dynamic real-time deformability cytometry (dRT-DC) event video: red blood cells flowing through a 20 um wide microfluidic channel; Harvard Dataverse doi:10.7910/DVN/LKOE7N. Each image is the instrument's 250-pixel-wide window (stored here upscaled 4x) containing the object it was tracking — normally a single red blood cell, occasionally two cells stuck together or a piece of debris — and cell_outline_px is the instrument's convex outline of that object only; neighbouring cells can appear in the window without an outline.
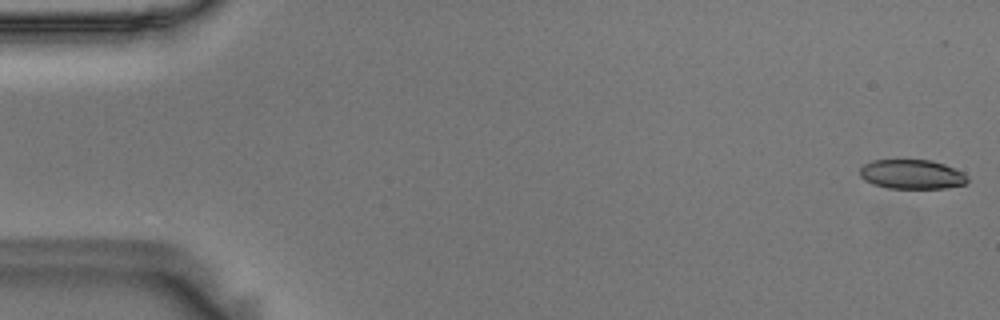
{"species": "Egyptian fruit bat (a non-hibernating species)", "species_latin": "Rousettus aegyptiacus", "temperature_condition": "room temperature", "stored_images_in_passage": 55, "camera_frame_rate_fps": 3000, "um_per_image_px": 0.085, "animal": {"sex": "male"}, "frame": {"image": 1, "passage_image": 1, "time_ms": 0.0, "image_size_px": [1000, 320], "cell_outline_px": [[968, 180], [964, 184], [944, 188], [888, 188], [872, 184], [864, 180], [860, 176], [860, 168], [864, 164], [872, 160], [932, 160], [944, 164], [964, 172], [968, 176]], "centroid_in_image_um": [77.5, 14.81], "position_along_channel_um": 7.5, "area_um2": 18.5}}
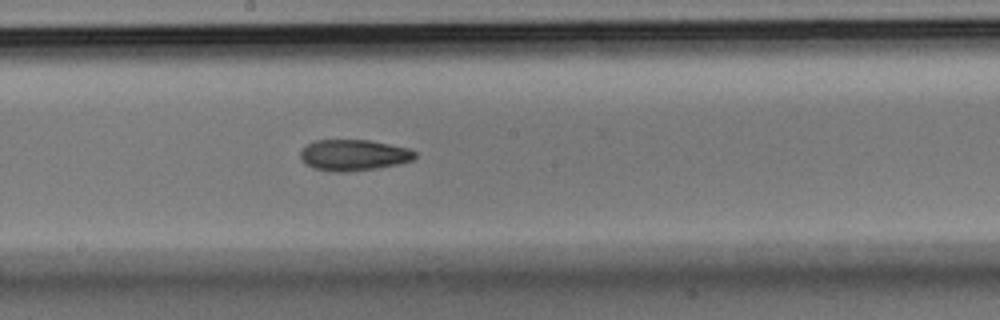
{"frame": {"image": 2, "passage_image": 30, "time_ms": 9.667, "image_size_px": [1000, 320], "cell_outline_px": [[416, 156], [412, 160], [400, 164], [376, 168], [348, 172], [332, 172], [312, 168], [304, 164], [300, 156], [300, 152], [308, 144], [316, 140], [368, 140], [408, 148], [416, 152]], "centroid_in_image_um": [30.04, 13.2], "position_along_channel_um": 218.2, "area_um2": 20.81}}
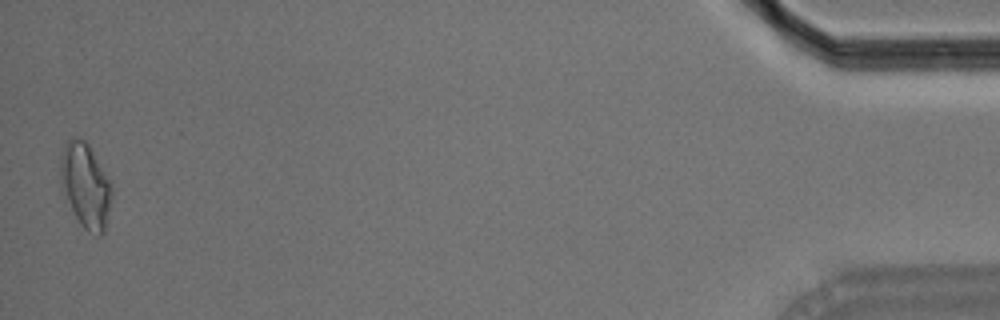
{"frame": {"image": 3, "passage_image": 55, "time_ms": 18.0, "image_size_px": [1000, 320], "cell_outline_px": [[112, 192], [104, 232], [100, 236], [96, 236], [88, 232], [80, 224], [60, 188], [60, 156], [64, 144], [72, 136], [76, 136], [84, 140], [88, 144], [112, 180]], "centroid_in_image_um": [7.26, 15.73], "position_along_channel_um": 427.9, "area_um2": 25.78}, "authors_computed_cell_mechanics": {"area_um2": 20.808, "velocity_mm_per_s": 3.6197, "shape_relaxation_time_tau1_ms": 8.8093, "shape_relaxation_time_tau2_ms": 4.6192, "deformation_change_tau1": 0.2051, "deformation_change_tau2": 0.117}}